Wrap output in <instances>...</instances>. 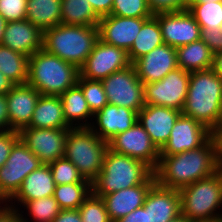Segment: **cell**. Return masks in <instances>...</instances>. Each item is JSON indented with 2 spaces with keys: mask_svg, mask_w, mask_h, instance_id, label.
<instances>
[{
  "mask_svg": "<svg viewBox=\"0 0 222 222\" xmlns=\"http://www.w3.org/2000/svg\"><path fill=\"white\" fill-rule=\"evenodd\" d=\"M154 171L143 161L116 153L108 148L103 166L91 182L92 193L102 197L109 193L143 184Z\"/></svg>",
  "mask_w": 222,
  "mask_h": 222,
  "instance_id": "obj_5",
  "label": "cell"
},
{
  "mask_svg": "<svg viewBox=\"0 0 222 222\" xmlns=\"http://www.w3.org/2000/svg\"><path fill=\"white\" fill-rule=\"evenodd\" d=\"M43 163L19 139L0 168V203L7 204L19 191L25 177Z\"/></svg>",
  "mask_w": 222,
  "mask_h": 222,
  "instance_id": "obj_8",
  "label": "cell"
},
{
  "mask_svg": "<svg viewBox=\"0 0 222 222\" xmlns=\"http://www.w3.org/2000/svg\"><path fill=\"white\" fill-rule=\"evenodd\" d=\"M94 12L101 18L111 14L114 0H88Z\"/></svg>",
  "mask_w": 222,
  "mask_h": 222,
  "instance_id": "obj_43",
  "label": "cell"
},
{
  "mask_svg": "<svg viewBox=\"0 0 222 222\" xmlns=\"http://www.w3.org/2000/svg\"><path fill=\"white\" fill-rule=\"evenodd\" d=\"M55 186L49 164H42L25 177L19 191L10 201H31L53 196Z\"/></svg>",
  "mask_w": 222,
  "mask_h": 222,
  "instance_id": "obj_25",
  "label": "cell"
},
{
  "mask_svg": "<svg viewBox=\"0 0 222 222\" xmlns=\"http://www.w3.org/2000/svg\"><path fill=\"white\" fill-rule=\"evenodd\" d=\"M91 192V183H70L56 185L53 196L62 210L78 209Z\"/></svg>",
  "mask_w": 222,
  "mask_h": 222,
  "instance_id": "obj_33",
  "label": "cell"
},
{
  "mask_svg": "<svg viewBox=\"0 0 222 222\" xmlns=\"http://www.w3.org/2000/svg\"><path fill=\"white\" fill-rule=\"evenodd\" d=\"M0 222H22V220L16 209L0 203Z\"/></svg>",
  "mask_w": 222,
  "mask_h": 222,
  "instance_id": "obj_44",
  "label": "cell"
},
{
  "mask_svg": "<svg viewBox=\"0 0 222 222\" xmlns=\"http://www.w3.org/2000/svg\"><path fill=\"white\" fill-rule=\"evenodd\" d=\"M188 11L200 28L211 30L222 25V2L189 3Z\"/></svg>",
  "mask_w": 222,
  "mask_h": 222,
  "instance_id": "obj_34",
  "label": "cell"
},
{
  "mask_svg": "<svg viewBox=\"0 0 222 222\" xmlns=\"http://www.w3.org/2000/svg\"><path fill=\"white\" fill-rule=\"evenodd\" d=\"M220 169L216 143L211 137L197 149L175 155H160L154 175L159 185L180 190L198 180L214 175Z\"/></svg>",
  "mask_w": 222,
  "mask_h": 222,
  "instance_id": "obj_1",
  "label": "cell"
},
{
  "mask_svg": "<svg viewBox=\"0 0 222 222\" xmlns=\"http://www.w3.org/2000/svg\"><path fill=\"white\" fill-rule=\"evenodd\" d=\"M7 204L18 211L22 222H52L62 210L54 196L31 201H9Z\"/></svg>",
  "mask_w": 222,
  "mask_h": 222,
  "instance_id": "obj_27",
  "label": "cell"
},
{
  "mask_svg": "<svg viewBox=\"0 0 222 222\" xmlns=\"http://www.w3.org/2000/svg\"><path fill=\"white\" fill-rule=\"evenodd\" d=\"M52 222H82L78 209H66L53 219Z\"/></svg>",
  "mask_w": 222,
  "mask_h": 222,
  "instance_id": "obj_47",
  "label": "cell"
},
{
  "mask_svg": "<svg viewBox=\"0 0 222 222\" xmlns=\"http://www.w3.org/2000/svg\"><path fill=\"white\" fill-rule=\"evenodd\" d=\"M82 222H112L101 197L91 194L78 208Z\"/></svg>",
  "mask_w": 222,
  "mask_h": 222,
  "instance_id": "obj_37",
  "label": "cell"
},
{
  "mask_svg": "<svg viewBox=\"0 0 222 222\" xmlns=\"http://www.w3.org/2000/svg\"><path fill=\"white\" fill-rule=\"evenodd\" d=\"M70 128H32L24 127L19 131L22 142L40 159L49 164L64 157L67 134Z\"/></svg>",
  "mask_w": 222,
  "mask_h": 222,
  "instance_id": "obj_13",
  "label": "cell"
},
{
  "mask_svg": "<svg viewBox=\"0 0 222 222\" xmlns=\"http://www.w3.org/2000/svg\"><path fill=\"white\" fill-rule=\"evenodd\" d=\"M109 104L139 112L144 106V85L133 64L102 80Z\"/></svg>",
  "mask_w": 222,
  "mask_h": 222,
  "instance_id": "obj_9",
  "label": "cell"
},
{
  "mask_svg": "<svg viewBox=\"0 0 222 222\" xmlns=\"http://www.w3.org/2000/svg\"><path fill=\"white\" fill-rule=\"evenodd\" d=\"M49 167L56 185L70 183H91L83 178L76 166L67 158L61 157L50 162Z\"/></svg>",
  "mask_w": 222,
  "mask_h": 222,
  "instance_id": "obj_36",
  "label": "cell"
},
{
  "mask_svg": "<svg viewBox=\"0 0 222 222\" xmlns=\"http://www.w3.org/2000/svg\"><path fill=\"white\" fill-rule=\"evenodd\" d=\"M154 16L159 21L165 44L178 48L200 40V25L188 10L160 13Z\"/></svg>",
  "mask_w": 222,
  "mask_h": 222,
  "instance_id": "obj_15",
  "label": "cell"
},
{
  "mask_svg": "<svg viewBox=\"0 0 222 222\" xmlns=\"http://www.w3.org/2000/svg\"><path fill=\"white\" fill-rule=\"evenodd\" d=\"M79 68L43 48L29 57L27 84L41 95L60 96L77 84Z\"/></svg>",
  "mask_w": 222,
  "mask_h": 222,
  "instance_id": "obj_3",
  "label": "cell"
},
{
  "mask_svg": "<svg viewBox=\"0 0 222 222\" xmlns=\"http://www.w3.org/2000/svg\"><path fill=\"white\" fill-rule=\"evenodd\" d=\"M28 0H0V14L7 22L26 19Z\"/></svg>",
  "mask_w": 222,
  "mask_h": 222,
  "instance_id": "obj_39",
  "label": "cell"
},
{
  "mask_svg": "<svg viewBox=\"0 0 222 222\" xmlns=\"http://www.w3.org/2000/svg\"><path fill=\"white\" fill-rule=\"evenodd\" d=\"M138 121V112L114 104L105 105L94 114L90 129L109 142L121 132L130 129Z\"/></svg>",
  "mask_w": 222,
  "mask_h": 222,
  "instance_id": "obj_17",
  "label": "cell"
},
{
  "mask_svg": "<svg viewBox=\"0 0 222 222\" xmlns=\"http://www.w3.org/2000/svg\"><path fill=\"white\" fill-rule=\"evenodd\" d=\"M98 40V26L59 24L43 32V49L80 68Z\"/></svg>",
  "mask_w": 222,
  "mask_h": 222,
  "instance_id": "obj_4",
  "label": "cell"
},
{
  "mask_svg": "<svg viewBox=\"0 0 222 222\" xmlns=\"http://www.w3.org/2000/svg\"><path fill=\"white\" fill-rule=\"evenodd\" d=\"M7 25V21L4 19V17L0 14V45L4 38V31Z\"/></svg>",
  "mask_w": 222,
  "mask_h": 222,
  "instance_id": "obj_51",
  "label": "cell"
},
{
  "mask_svg": "<svg viewBox=\"0 0 222 222\" xmlns=\"http://www.w3.org/2000/svg\"><path fill=\"white\" fill-rule=\"evenodd\" d=\"M219 77L222 78V51L214 54L211 68Z\"/></svg>",
  "mask_w": 222,
  "mask_h": 222,
  "instance_id": "obj_50",
  "label": "cell"
},
{
  "mask_svg": "<svg viewBox=\"0 0 222 222\" xmlns=\"http://www.w3.org/2000/svg\"><path fill=\"white\" fill-rule=\"evenodd\" d=\"M190 0H147L152 15L188 10Z\"/></svg>",
  "mask_w": 222,
  "mask_h": 222,
  "instance_id": "obj_40",
  "label": "cell"
},
{
  "mask_svg": "<svg viewBox=\"0 0 222 222\" xmlns=\"http://www.w3.org/2000/svg\"><path fill=\"white\" fill-rule=\"evenodd\" d=\"M222 2V0H190V3Z\"/></svg>",
  "mask_w": 222,
  "mask_h": 222,
  "instance_id": "obj_52",
  "label": "cell"
},
{
  "mask_svg": "<svg viewBox=\"0 0 222 222\" xmlns=\"http://www.w3.org/2000/svg\"><path fill=\"white\" fill-rule=\"evenodd\" d=\"M181 215L191 222L221 221L222 169L179 190ZM219 210V211H218Z\"/></svg>",
  "mask_w": 222,
  "mask_h": 222,
  "instance_id": "obj_6",
  "label": "cell"
},
{
  "mask_svg": "<svg viewBox=\"0 0 222 222\" xmlns=\"http://www.w3.org/2000/svg\"><path fill=\"white\" fill-rule=\"evenodd\" d=\"M212 137L216 143L217 160L222 169V123L212 131Z\"/></svg>",
  "mask_w": 222,
  "mask_h": 222,
  "instance_id": "obj_48",
  "label": "cell"
},
{
  "mask_svg": "<svg viewBox=\"0 0 222 222\" xmlns=\"http://www.w3.org/2000/svg\"><path fill=\"white\" fill-rule=\"evenodd\" d=\"M147 19L120 17L111 14L101 17L98 24L99 39L106 44L122 48L128 52Z\"/></svg>",
  "mask_w": 222,
  "mask_h": 222,
  "instance_id": "obj_18",
  "label": "cell"
},
{
  "mask_svg": "<svg viewBox=\"0 0 222 222\" xmlns=\"http://www.w3.org/2000/svg\"><path fill=\"white\" fill-rule=\"evenodd\" d=\"M170 222H191V221L186 219L184 216L180 215L178 218Z\"/></svg>",
  "mask_w": 222,
  "mask_h": 222,
  "instance_id": "obj_53",
  "label": "cell"
},
{
  "mask_svg": "<svg viewBox=\"0 0 222 222\" xmlns=\"http://www.w3.org/2000/svg\"><path fill=\"white\" fill-rule=\"evenodd\" d=\"M26 19L42 32L61 24V0H28Z\"/></svg>",
  "mask_w": 222,
  "mask_h": 222,
  "instance_id": "obj_29",
  "label": "cell"
},
{
  "mask_svg": "<svg viewBox=\"0 0 222 222\" xmlns=\"http://www.w3.org/2000/svg\"><path fill=\"white\" fill-rule=\"evenodd\" d=\"M1 45L30 57L43 48V32L27 19L7 22Z\"/></svg>",
  "mask_w": 222,
  "mask_h": 222,
  "instance_id": "obj_23",
  "label": "cell"
},
{
  "mask_svg": "<svg viewBox=\"0 0 222 222\" xmlns=\"http://www.w3.org/2000/svg\"><path fill=\"white\" fill-rule=\"evenodd\" d=\"M32 128H72L64 117L60 96L40 95L30 124Z\"/></svg>",
  "mask_w": 222,
  "mask_h": 222,
  "instance_id": "obj_24",
  "label": "cell"
},
{
  "mask_svg": "<svg viewBox=\"0 0 222 222\" xmlns=\"http://www.w3.org/2000/svg\"><path fill=\"white\" fill-rule=\"evenodd\" d=\"M132 64L143 85L162 80L169 72L178 68L176 48L164 43Z\"/></svg>",
  "mask_w": 222,
  "mask_h": 222,
  "instance_id": "obj_16",
  "label": "cell"
},
{
  "mask_svg": "<svg viewBox=\"0 0 222 222\" xmlns=\"http://www.w3.org/2000/svg\"><path fill=\"white\" fill-rule=\"evenodd\" d=\"M181 114V111L172 108L145 105L138 112V122L160 150L168 141L170 132Z\"/></svg>",
  "mask_w": 222,
  "mask_h": 222,
  "instance_id": "obj_19",
  "label": "cell"
},
{
  "mask_svg": "<svg viewBox=\"0 0 222 222\" xmlns=\"http://www.w3.org/2000/svg\"><path fill=\"white\" fill-rule=\"evenodd\" d=\"M130 64L124 49L106 44L99 39L85 63L79 68L80 77L102 81Z\"/></svg>",
  "mask_w": 222,
  "mask_h": 222,
  "instance_id": "obj_12",
  "label": "cell"
},
{
  "mask_svg": "<svg viewBox=\"0 0 222 222\" xmlns=\"http://www.w3.org/2000/svg\"><path fill=\"white\" fill-rule=\"evenodd\" d=\"M190 72L177 68L162 80L144 84L145 105H156L182 111L188 92Z\"/></svg>",
  "mask_w": 222,
  "mask_h": 222,
  "instance_id": "obj_10",
  "label": "cell"
},
{
  "mask_svg": "<svg viewBox=\"0 0 222 222\" xmlns=\"http://www.w3.org/2000/svg\"><path fill=\"white\" fill-rule=\"evenodd\" d=\"M29 57L0 45V71L15 85L28 81Z\"/></svg>",
  "mask_w": 222,
  "mask_h": 222,
  "instance_id": "obj_32",
  "label": "cell"
},
{
  "mask_svg": "<svg viewBox=\"0 0 222 222\" xmlns=\"http://www.w3.org/2000/svg\"><path fill=\"white\" fill-rule=\"evenodd\" d=\"M10 130L6 94H0V132Z\"/></svg>",
  "mask_w": 222,
  "mask_h": 222,
  "instance_id": "obj_45",
  "label": "cell"
},
{
  "mask_svg": "<svg viewBox=\"0 0 222 222\" xmlns=\"http://www.w3.org/2000/svg\"><path fill=\"white\" fill-rule=\"evenodd\" d=\"M77 84L81 87L84 98L93 114L108 104L102 81L89 80L79 76Z\"/></svg>",
  "mask_w": 222,
  "mask_h": 222,
  "instance_id": "obj_35",
  "label": "cell"
},
{
  "mask_svg": "<svg viewBox=\"0 0 222 222\" xmlns=\"http://www.w3.org/2000/svg\"><path fill=\"white\" fill-rule=\"evenodd\" d=\"M181 112L213 131L222 122V78L212 69L191 72Z\"/></svg>",
  "mask_w": 222,
  "mask_h": 222,
  "instance_id": "obj_2",
  "label": "cell"
},
{
  "mask_svg": "<svg viewBox=\"0 0 222 222\" xmlns=\"http://www.w3.org/2000/svg\"><path fill=\"white\" fill-rule=\"evenodd\" d=\"M164 44L158 19L153 15L142 25L133 45L127 52L129 62L132 64L135 60L149 53L157 46Z\"/></svg>",
  "mask_w": 222,
  "mask_h": 222,
  "instance_id": "obj_30",
  "label": "cell"
},
{
  "mask_svg": "<svg viewBox=\"0 0 222 222\" xmlns=\"http://www.w3.org/2000/svg\"><path fill=\"white\" fill-rule=\"evenodd\" d=\"M15 84L0 71V94H7Z\"/></svg>",
  "mask_w": 222,
  "mask_h": 222,
  "instance_id": "obj_49",
  "label": "cell"
},
{
  "mask_svg": "<svg viewBox=\"0 0 222 222\" xmlns=\"http://www.w3.org/2000/svg\"><path fill=\"white\" fill-rule=\"evenodd\" d=\"M117 222H149L148 210H145L142 206L122 217Z\"/></svg>",
  "mask_w": 222,
  "mask_h": 222,
  "instance_id": "obj_46",
  "label": "cell"
},
{
  "mask_svg": "<svg viewBox=\"0 0 222 222\" xmlns=\"http://www.w3.org/2000/svg\"><path fill=\"white\" fill-rule=\"evenodd\" d=\"M212 137V131L200 122L185 115L176 120L168 141L160 149V155H175L203 146Z\"/></svg>",
  "mask_w": 222,
  "mask_h": 222,
  "instance_id": "obj_14",
  "label": "cell"
},
{
  "mask_svg": "<svg viewBox=\"0 0 222 222\" xmlns=\"http://www.w3.org/2000/svg\"><path fill=\"white\" fill-rule=\"evenodd\" d=\"M149 222H170L181 215L179 190L163 187L155 182L148 191L144 205Z\"/></svg>",
  "mask_w": 222,
  "mask_h": 222,
  "instance_id": "obj_20",
  "label": "cell"
},
{
  "mask_svg": "<svg viewBox=\"0 0 222 222\" xmlns=\"http://www.w3.org/2000/svg\"><path fill=\"white\" fill-rule=\"evenodd\" d=\"M111 15L132 18H150L147 0H114Z\"/></svg>",
  "mask_w": 222,
  "mask_h": 222,
  "instance_id": "obj_38",
  "label": "cell"
},
{
  "mask_svg": "<svg viewBox=\"0 0 222 222\" xmlns=\"http://www.w3.org/2000/svg\"><path fill=\"white\" fill-rule=\"evenodd\" d=\"M176 52L178 68L190 73L212 68L214 54L201 39L176 48Z\"/></svg>",
  "mask_w": 222,
  "mask_h": 222,
  "instance_id": "obj_28",
  "label": "cell"
},
{
  "mask_svg": "<svg viewBox=\"0 0 222 222\" xmlns=\"http://www.w3.org/2000/svg\"><path fill=\"white\" fill-rule=\"evenodd\" d=\"M40 95L35 88L27 83L15 85L6 94L10 130L20 131L30 124Z\"/></svg>",
  "mask_w": 222,
  "mask_h": 222,
  "instance_id": "obj_22",
  "label": "cell"
},
{
  "mask_svg": "<svg viewBox=\"0 0 222 222\" xmlns=\"http://www.w3.org/2000/svg\"><path fill=\"white\" fill-rule=\"evenodd\" d=\"M99 20L88 0H61V24L98 26Z\"/></svg>",
  "mask_w": 222,
  "mask_h": 222,
  "instance_id": "obj_31",
  "label": "cell"
},
{
  "mask_svg": "<svg viewBox=\"0 0 222 222\" xmlns=\"http://www.w3.org/2000/svg\"><path fill=\"white\" fill-rule=\"evenodd\" d=\"M200 39L210 48L213 54L222 51V25L216 29L201 28Z\"/></svg>",
  "mask_w": 222,
  "mask_h": 222,
  "instance_id": "obj_42",
  "label": "cell"
},
{
  "mask_svg": "<svg viewBox=\"0 0 222 222\" xmlns=\"http://www.w3.org/2000/svg\"><path fill=\"white\" fill-rule=\"evenodd\" d=\"M156 182L154 173L143 183L102 196L112 222H117L130 212L144 205L145 197Z\"/></svg>",
  "mask_w": 222,
  "mask_h": 222,
  "instance_id": "obj_21",
  "label": "cell"
},
{
  "mask_svg": "<svg viewBox=\"0 0 222 222\" xmlns=\"http://www.w3.org/2000/svg\"><path fill=\"white\" fill-rule=\"evenodd\" d=\"M19 139V131L7 130L0 132V168L6 163L12 147Z\"/></svg>",
  "mask_w": 222,
  "mask_h": 222,
  "instance_id": "obj_41",
  "label": "cell"
},
{
  "mask_svg": "<svg viewBox=\"0 0 222 222\" xmlns=\"http://www.w3.org/2000/svg\"><path fill=\"white\" fill-rule=\"evenodd\" d=\"M66 122L72 128L90 127L94 114L91 112L81 87L76 84L60 95Z\"/></svg>",
  "mask_w": 222,
  "mask_h": 222,
  "instance_id": "obj_26",
  "label": "cell"
},
{
  "mask_svg": "<svg viewBox=\"0 0 222 222\" xmlns=\"http://www.w3.org/2000/svg\"><path fill=\"white\" fill-rule=\"evenodd\" d=\"M108 148L116 153L143 161L153 171L159 163L160 150L138 121L130 129L112 138L108 142Z\"/></svg>",
  "mask_w": 222,
  "mask_h": 222,
  "instance_id": "obj_11",
  "label": "cell"
},
{
  "mask_svg": "<svg viewBox=\"0 0 222 222\" xmlns=\"http://www.w3.org/2000/svg\"><path fill=\"white\" fill-rule=\"evenodd\" d=\"M108 142L100 139L89 127L70 128L64 157L79 170L84 179L92 182L102 169Z\"/></svg>",
  "mask_w": 222,
  "mask_h": 222,
  "instance_id": "obj_7",
  "label": "cell"
}]
</instances>
